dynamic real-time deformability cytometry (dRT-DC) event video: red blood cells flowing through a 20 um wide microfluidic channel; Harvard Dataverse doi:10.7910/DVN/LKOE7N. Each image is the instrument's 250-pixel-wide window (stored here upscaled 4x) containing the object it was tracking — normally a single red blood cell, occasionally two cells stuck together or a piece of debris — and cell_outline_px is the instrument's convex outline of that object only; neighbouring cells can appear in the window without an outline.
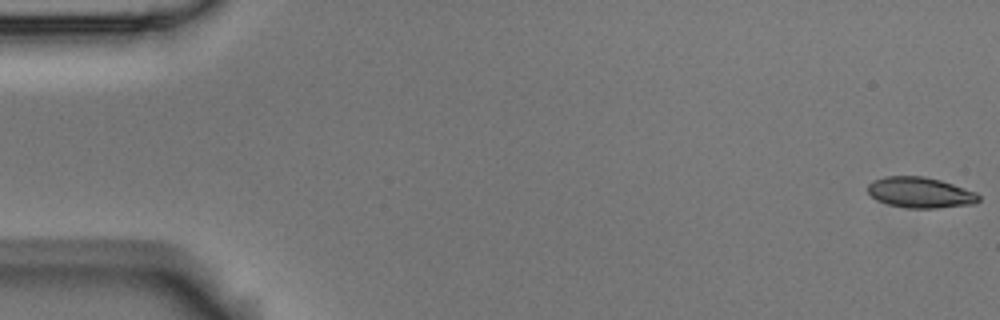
{"species": "Egyptian fruit bat (a non-hibernating species)", "species_latin": "Rousettus aegyptiacus", "temperature_condition": "room temperature", "stored_images_in_passage": 10, "camera_frame_rate_fps": 3000, "um_per_image_px": 0.085, "animal": {"sex": "male"}, "frame": {"image": 1, "passage_image": 1, "time_ms": 0.0, "image_size_px": [1000, 320], "cell_outline_px": [[980, 200], [972, 204], [936, 208], [908, 208], [888, 204], [876, 200], [868, 192], [868, 184], [872, 180], [884, 176], [924, 176], [940, 180], [976, 192], [980, 196]], "centroid_in_image_um": [78.19, 16.36], "position_along_channel_um": 6.8, "area_um2": 19.83}}
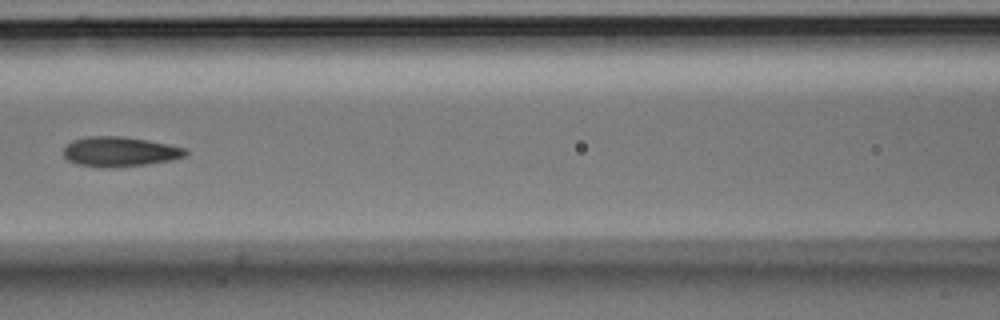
{"frame": {"image": 2, "passage_image": 7, "time_ms": 2.0, "image_size_px": [1000, 320], "cell_outline_px": [[188, 156], [172, 160], [148, 164], [76, 164], [68, 160], [64, 156], [64, 148], [72, 140], [88, 136], [120, 136], [148, 140], [188, 148]], "centroid_in_image_um": [10.27, 12.83], "position_along_channel_um": 156.3, "area_um2": 20.35}}
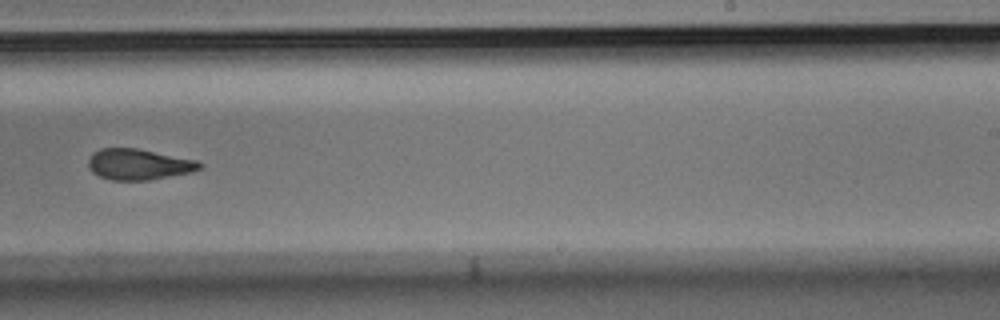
{"frame": {"image": 3, "passage_image": 10, "time_ms": 3.0, "image_size_px": [1000, 320], "cell_outline_px": [[204, 164], [200, 168], [192, 172], [148, 180], [112, 180], [100, 176], [92, 172], [88, 168], [88, 160], [92, 152], [100, 148], [136, 148], [196, 160]], "centroid_in_image_um": [11.76, 13.96], "position_along_channel_um": 277.2, "area_um2": 20.0}}